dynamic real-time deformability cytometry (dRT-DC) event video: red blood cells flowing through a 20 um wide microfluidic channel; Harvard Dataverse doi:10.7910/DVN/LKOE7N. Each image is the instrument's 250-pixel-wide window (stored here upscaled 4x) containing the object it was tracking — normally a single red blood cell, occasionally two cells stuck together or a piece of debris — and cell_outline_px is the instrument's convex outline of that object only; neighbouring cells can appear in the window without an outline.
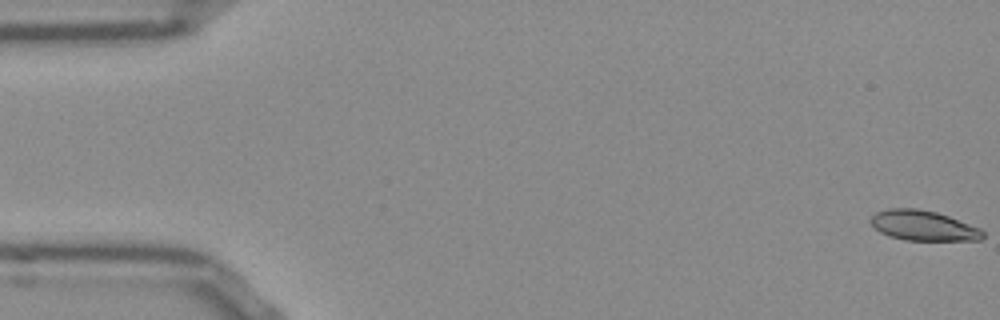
{"species": "Egyptian fruit bat (a non-hibernating species)", "species_latin": "Rousettus aegyptiacus", "temperature_condition": "room temperature", "stored_images_in_passage": 51, "camera_frame_rate_fps": 3000, "um_per_image_px": 0.085, "frame": {"image": 1, "passage_image": 1, "time_ms": 0.0, "image_size_px": [1000, 320], "cell_outline_px": [[984, 236], [980, 240], [904, 240], [888, 236], [880, 232], [868, 220], [876, 212], [888, 208], [916, 208], [936, 212], [948, 216], [980, 228], [984, 232]], "centroid_in_image_um": [78.45, 19.17], "position_along_channel_um": 6.5, "area_um2": 19.65}}
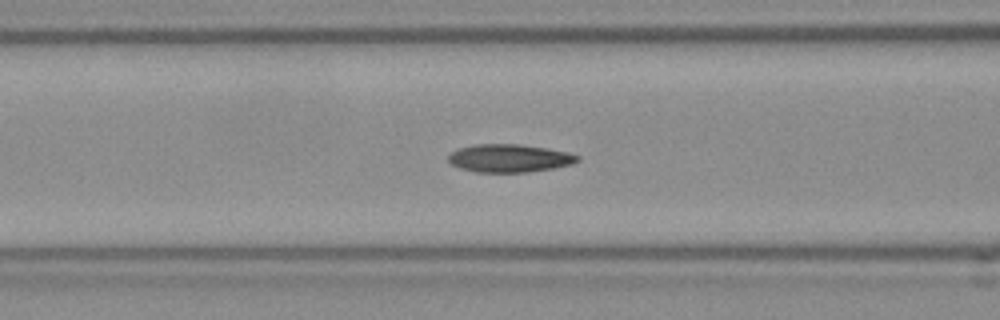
{"frame": {"image": 2, "passage_image": 21, "time_ms": 6.667, "image_size_px": [1000, 320], "cell_outline_px": [[580, 160], [572, 164], [552, 168], [528, 172], [476, 172], [460, 168], [452, 164], [448, 160], [448, 156], [452, 152], [460, 148], [476, 144], [516, 144], [544, 148], [568, 152], [580, 156]], "centroid_in_image_um": [43.3, 13.45], "position_along_channel_um": 123.3, "area_um2": 20.87}}
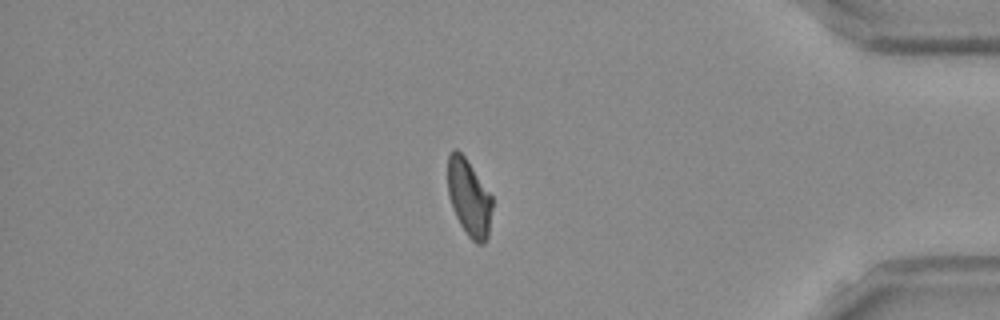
{"frame": {"image": 3, "passage_image": 45, "time_ms": 14.667, "image_size_px": [1000, 320], "cell_outline_px": [[492, 208], [488, 236], [484, 244], [476, 244], [468, 236], [460, 224], [452, 208], [448, 196], [448, 156], [452, 148], [456, 148], [464, 156], [492, 196]], "centroid_in_image_um": [39.86, 16.82], "position_along_channel_um": 395.3, "area_um2": 19.88}, "authors_computed_cell_mechanics": {"area_um2": 20.519, "velocity_mm_per_s": 3.8292, "shape_relaxation_time_tau1_ms": null, "shape_relaxation_time_tau2_ms": 3.2888, "deformation_change_tau1": null, "deformation_change_tau2": 0.0944}}